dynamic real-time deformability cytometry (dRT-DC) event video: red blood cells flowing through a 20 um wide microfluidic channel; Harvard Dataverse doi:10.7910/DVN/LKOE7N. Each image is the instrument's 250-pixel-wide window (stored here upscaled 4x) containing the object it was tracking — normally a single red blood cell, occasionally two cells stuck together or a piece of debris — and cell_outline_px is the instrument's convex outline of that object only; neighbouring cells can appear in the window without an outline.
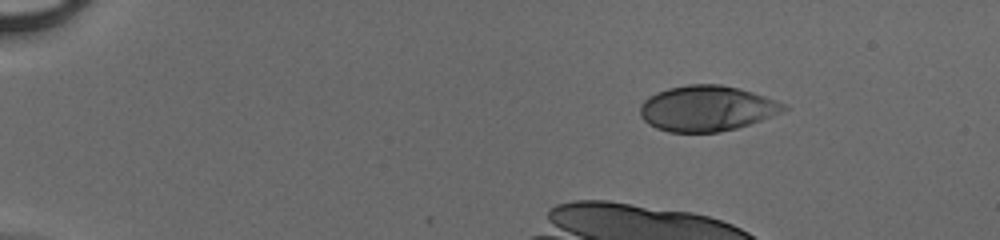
{"species": "human", "species_latin": "Homo sapiens", "temperature_condition": "cold", "stored_images_in_passage": 10, "camera_frame_rate_fps": 3000, "um_per_image_px": 0.085, "donor": {"sex": "male"}, "frame": {"image": 1, "passage_image": 1, "time_ms": 0.0, "image_size_px": [1000, 240], "cell_outline_px": [[788, 108], [780, 112], [760, 120], [736, 128], [720, 132], [668, 132], [656, 128], [648, 124], [640, 116], [640, 104], [644, 100], [656, 92], [668, 88], [688, 84], [720, 84], [752, 92], [764, 96], [784, 104]], "centroid_in_image_um": [60.01, 9.22], "position_along_channel_um": 25.0, "area_um2": 37.8}}
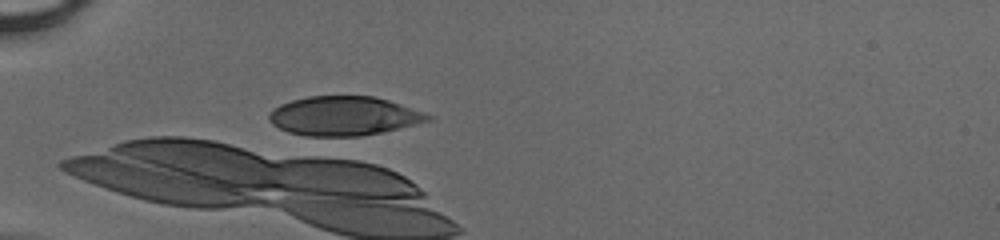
{"frame": {"image": 2, "passage_image": 10, "time_ms": 3.0, "image_size_px": [1000, 240], "cell_outline_px": [[432, 120], [380, 132], [360, 136], [316, 140], [288, 132], [272, 124], [268, 120], [268, 116], [272, 108], [280, 104], [292, 100], [308, 96], [372, 96], [388, 100], [424, 112], [432, 116]], "centroid_in_image_um": [29.14, 9.9], "position_along_channel_um": 55.9, "area_um2": 36.99}}